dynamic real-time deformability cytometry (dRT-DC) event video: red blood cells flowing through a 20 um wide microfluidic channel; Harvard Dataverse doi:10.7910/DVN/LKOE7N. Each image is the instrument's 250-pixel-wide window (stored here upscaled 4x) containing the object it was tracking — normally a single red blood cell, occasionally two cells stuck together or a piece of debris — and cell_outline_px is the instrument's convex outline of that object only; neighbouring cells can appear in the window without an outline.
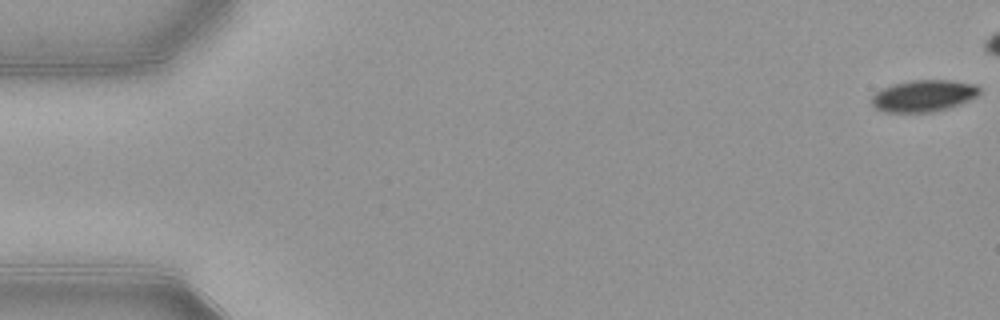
{"species": "common noctule bat (a hibernating species)", "species_latin": "Nyctalus noctula", "temperature_condition": "warm", "stored_images_in_passage": 44, "camera_frame_rate_fps": 3000, "um_per_image_px": 0.085, "animal": {"sex": "female", "body_mass_g": 21.9}, "frame": {"image": 1, "passage_image": 1, "time_ms": 0.0, "image_size_px": [1000, 320], "cell_outline_px": [[980, 92], [976, 96], [960, 104], [948, 108], [932, 112], [884, 112], [876, 108], [872, 104], [872, 96], [876, 92], [892, 84], [912, 80], [948, 80], [976, 84], [980, 88]], "centroid_in_image_um": [78.51, 8.14], "position_along_channel_um": 6.5, "area_um2": 19.83}}
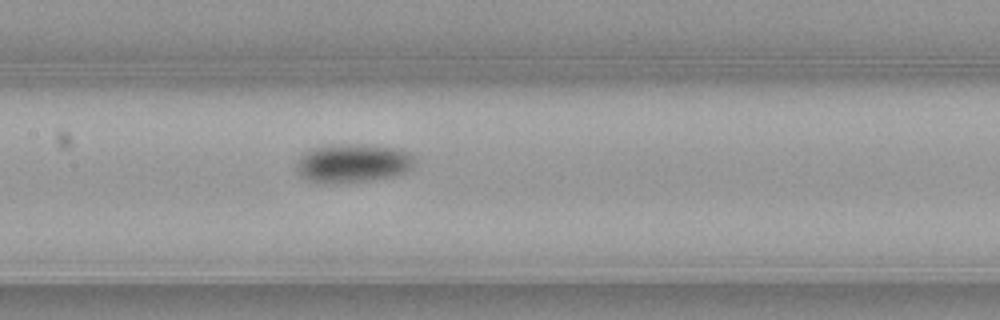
{"frame": {"image": 2, "passage_image": 26, "time_ms": 8.333, "image_size_px": [1000, 320], "cell_outline_px": [[412, 164], [404, 172], [392, 176], [368, 180], [324, 184], [308, 180], [300, 176], [296, 164], [300, 156], [304, 152], [312, 148], [332, 144], [364, 144], [392, 148], [408, 152], [412, 156]], "centroid_in_image_um": [29.9, 13.86], "position_along_channel_um": 177.5, "area_um2": 26.3}}
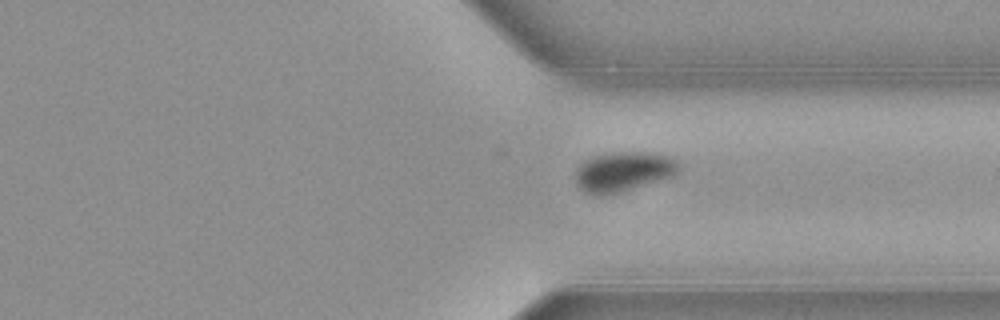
{"frame": {"image": 3, "passage_image": 40, "time_ms": 13.0, "image_size_px": [1000, 320], "cell_outline_px": [[680, 168], [672, 176], [620, 192], [596, 196], [584, 192], [576, 184], [576, 168], [584, 160], [596, 156], [620, 152], [656, 152], [668, 156]], "centroid_in_image_um": [52.93, 14.59], "position_along_channel_um": 358.5, "area_um2": 23.58}}